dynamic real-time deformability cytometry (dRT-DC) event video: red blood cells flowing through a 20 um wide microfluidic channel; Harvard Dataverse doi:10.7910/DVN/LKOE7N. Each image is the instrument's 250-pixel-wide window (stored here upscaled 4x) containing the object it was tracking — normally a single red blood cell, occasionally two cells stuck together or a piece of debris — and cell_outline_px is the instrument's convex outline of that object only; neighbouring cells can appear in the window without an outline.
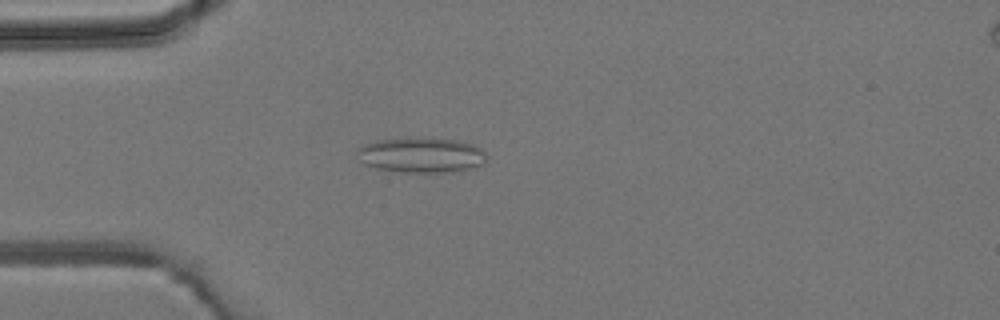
{"species": "common noctule bat (a hibernating species)", "species_latin": "Nyctalus noctula", "temperature_condition": "room temperature", "stored_images_in_passage": 3, "camera_frame_rate_fps": 3000, "um_per_image_px": 0.085, "animal": {"sex": "male", "body_mass_g": 19.2, "forearm_length_mm": 51.8}, "frame": {"image": 1, "passage_image": 3, "time_ms": 2.667, "image_size_px": [1000, 320], "cell_outline_px": [[484, 164], [476, 168], [452, 172], [404, 172], [376, 168], [364, 164], [360, 160], [356, 152], [356, 148], [364, 144], [376, 140], [456, 140], [472, 144], [480, 148], [484, 152]], "centroid_in_image_um": [35.8, 13.22], "position_along_channel_um": 49.2, "area_um2": 25.84}}